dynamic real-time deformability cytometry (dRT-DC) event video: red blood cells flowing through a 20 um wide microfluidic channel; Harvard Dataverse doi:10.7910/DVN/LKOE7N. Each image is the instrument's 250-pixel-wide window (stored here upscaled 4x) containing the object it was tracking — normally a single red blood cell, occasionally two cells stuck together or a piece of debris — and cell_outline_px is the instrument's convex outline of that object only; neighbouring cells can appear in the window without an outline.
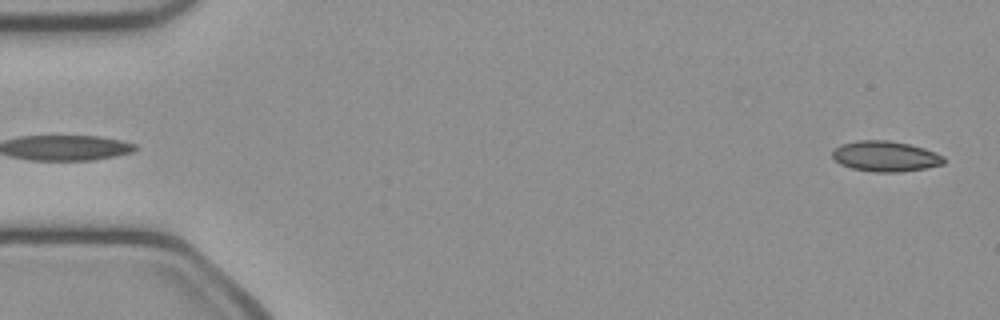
{"species": "common noctule bat (a hibernating species)", "species_latin": "Nyctalus noctula", "temperature_condition": "cold", "stored_images_in_passage": 50, "camera_frame_rate_fps": 3000, "um_per_image_px": 0.085, "animal": {"sex": "female", "body_mass_g": 21.9}, "frame": {"image": 1, "passage_image": 1, "time_ms": 0.0, "image_size_px": [1000, 320], "cell_outline_px": [[944, 164], [924, 168], [900, 172], [872, 172], [852, 168], [840, 164], [832, 156], [832, 148], [840, 144], [856, 140], [888, 140], [908, 144], [924, 148], [936, 152], [944, 156]], "centroid_in_image_um": [75.23, 13.28], "position_along_channel_um": 9.8, "area_um2": 19.94}}
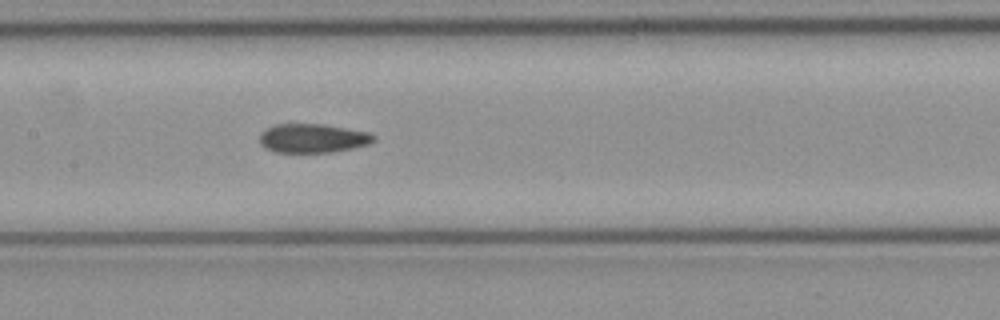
{"frame": {"image": 2, "passage_image": 23, "time_ms": 7.333, "image_size_px": [1000, 320], "cell_outline_px": [[376, 140], [368, 144], [352, 148], [332, 152], [276, 152], [264, 148], [260, 144], [260, 132], [264, 128], [288, 120], [324, 124], [372, 132], [376, 136]], "centroid_in_image_um": [26.54, 11.69], "position_along_channel_um": 180.9, "area_um2": 20.23}}
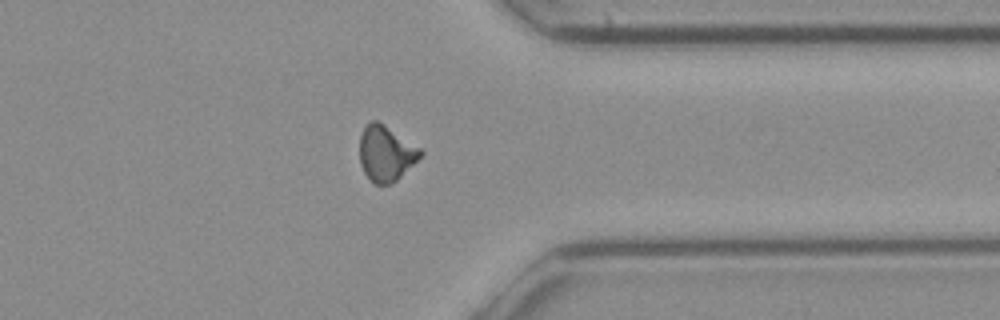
{"frame": {"image": 3, "passage_image": 38, "time_ms": 12.333, "image_size_px": [1000, 320], "cell_outline_px": [[424, 152], [396, 180], [388, 184], [376, 184], [364, 172], [360, 164], [360, 136], [364, 128], [372, 120], [376, 120], [384, 124], [420, 148]], "centroid_in_image_um": [32.78, 13.01], "position_along_channel_um": 378.6, "area_um2": 19.13}, "authors_computed_cell_mechanics": {"area_um2": 19.6809, "velocity_mm_per_s": 4.1123, "shape_relaxation_time_tau1_ms": null, "shape_relaxation_time_tau2_ms": 2.3982, "deformation_change_tau1": null, "deformation_change_tau2": 0.0598}}